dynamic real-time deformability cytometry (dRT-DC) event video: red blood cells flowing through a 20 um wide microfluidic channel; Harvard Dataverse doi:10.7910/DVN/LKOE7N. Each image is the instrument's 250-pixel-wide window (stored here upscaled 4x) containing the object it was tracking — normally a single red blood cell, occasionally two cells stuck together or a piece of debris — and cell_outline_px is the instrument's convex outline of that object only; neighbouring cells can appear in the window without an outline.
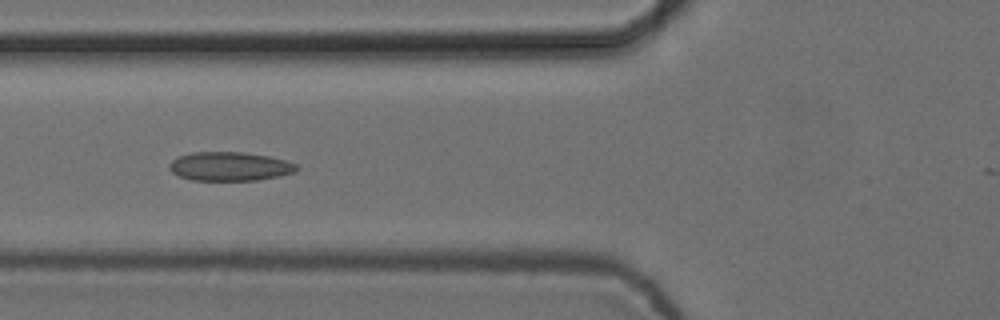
{"species": "common noctule bat (a hibernating species)", "species_latin": "Nyctalus noctula", "temperature_condition": "cold", "stored_images_in_passage": 7, "camera_frame_rate_fps": 3000, "um_per_image_px": 0.085, "animal": {"sex": "female", "body_mass_g": 24.6, "forearm_length_mm": 56.2}, "frame": {"image": 1, "passage_image": 5, "time_ms": 1.333, "image_size_px": [1000, 320], "cell_outline_px": [[300, 168], [296, 172], [280, 176], [256, 180], [192, 180], [180, 176], [172, 172], [168, 168], [168, 164], [172, 160], [180, 156], [192, 152], [244, 152], [268, 156], [284, 160], [296, 164]], "centroid_in_image_um": [19.54, 14.14], "position_along_channel_um": 106.3, "area_um2": 21.44}}
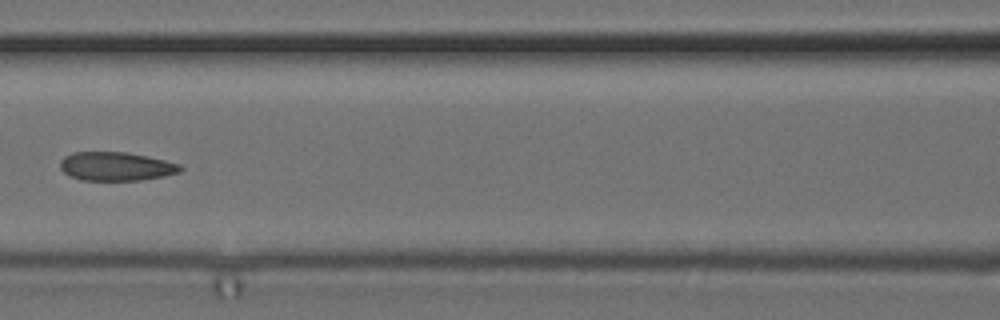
{"frame": {"image": 2, "passage_image": 6, "time_ms": 1.667, "image_size_px": [1000, 320], "cell_outline_px": [[184, 168], [180, 172], [164, 176], [140, 180], [80, 180], [68, 176], [60, 168], [60, 160], [64, 156], [72, 152], [128, 152], [148, 156], [180, 164]], "centroid_in_image_um": [9.85, 14.14], "position_along_channel_um": 156.8, "area_um2": 20.29}}
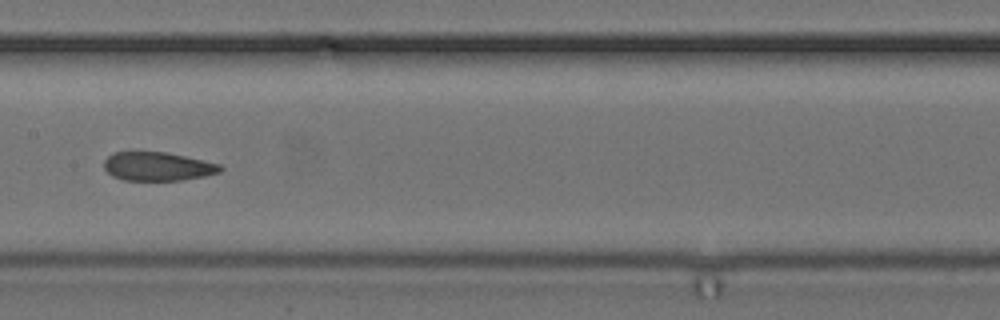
{"frame": {"image": 3, "passage_image": 7, "time_ms": 2.0, "image_size_px": [1000, 320], "cell_outline_px": [[224, 168], [220, 172], [204, 176], [180, 180], [124, 180], [112, 176], [104, 168], [104, 160], [112, 152], [168, 152], [220, 164]], "centroid_in_image_um": [13.39, 14.14], "position_along_channel_um": 194.0, "area_um2": 19.42}}